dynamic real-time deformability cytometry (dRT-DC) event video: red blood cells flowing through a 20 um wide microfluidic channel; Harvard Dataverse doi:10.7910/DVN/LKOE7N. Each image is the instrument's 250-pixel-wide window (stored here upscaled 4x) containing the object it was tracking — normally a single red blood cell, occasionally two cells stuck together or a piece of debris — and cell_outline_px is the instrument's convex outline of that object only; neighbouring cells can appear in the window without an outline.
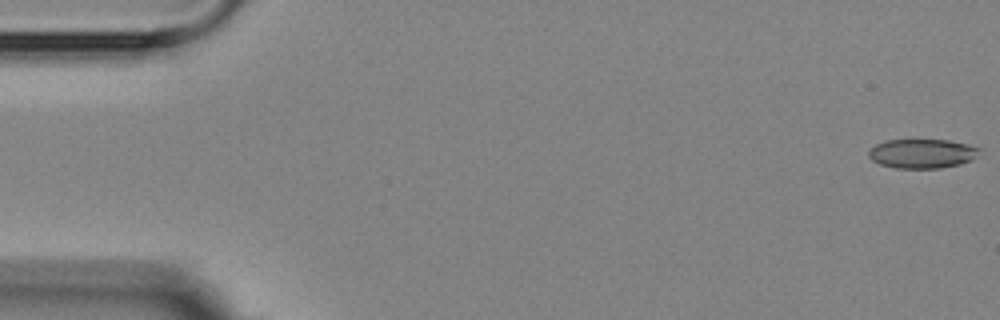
{"species": "Egyptian fruit bat (a non-hibernating species)", "species_latin": "Rousettus aegyptiacus", "temperature_condition": "room temperature", "stored_images_in_passage": 5, "camera_frame_rate_fps": 3000, "um_per_image_px": 0.085, "animal": {"sex": "female"}, "frame": {"image": 1, "passage_image": 1, "time_ms": 0.0, "image_size_px": [1000, 320], "cell_outline_px": [[980, 148], [976, 156], [972, 160], [960, 164], [940, 168], [896, 168], [880, 164], [872, 160], [868, 156], [868, 152], [876, 144], [888, 140], [948, 140], [968, 144]], "centroid_in_image_um": [78.39, 13.05], "position_along_channel_um": 6.6, "area_um2": 18.79}}